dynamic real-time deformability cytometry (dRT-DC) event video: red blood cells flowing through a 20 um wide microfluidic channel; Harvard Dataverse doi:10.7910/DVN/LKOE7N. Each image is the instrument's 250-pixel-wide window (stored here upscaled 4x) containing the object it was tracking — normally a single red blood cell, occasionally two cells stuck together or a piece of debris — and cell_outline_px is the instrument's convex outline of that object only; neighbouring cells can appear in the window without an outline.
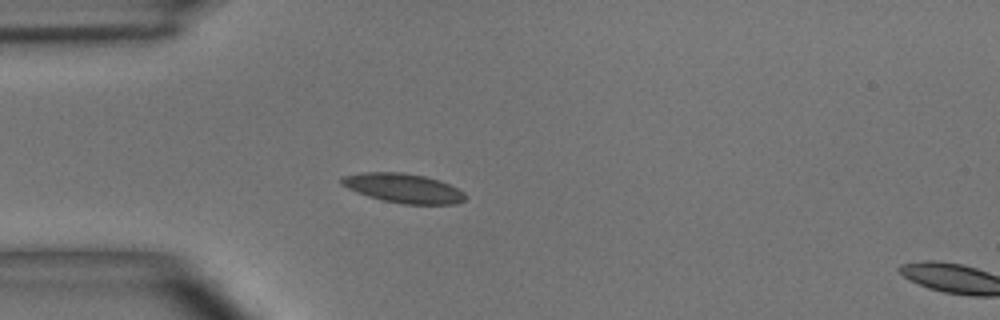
{"species": "common noctule bat (a hibernating species)", "species_latin": "Nyctalus noctula", "temperature_condition": "room temperature", "stored_images_in_passage": 5, "segment_of_instrument_passage": [1, 2], "camera_frame_rate_fps": 3000, "um_per_image_px": 0.085, "animal": {"sex": "male", "body_mass_g": 15.6}, "frame": {"image": 1, "passage_image": 4, "time_ms": 3.333, "image_size_px": [1000, 320], "cell_outline_px": [[468, 196], [464, 200], [456, 204], [404, 204], [384, 200], [368, 196], [356, 192], [340, 184], [340, 176], [360, 172], [400, 172], [424, 176], [440, 180], [464, 192]], "centroid_in_image_um": [34.26, 15.98], "position_along_channel_um": 50.7, "area_um2": 21.21}}